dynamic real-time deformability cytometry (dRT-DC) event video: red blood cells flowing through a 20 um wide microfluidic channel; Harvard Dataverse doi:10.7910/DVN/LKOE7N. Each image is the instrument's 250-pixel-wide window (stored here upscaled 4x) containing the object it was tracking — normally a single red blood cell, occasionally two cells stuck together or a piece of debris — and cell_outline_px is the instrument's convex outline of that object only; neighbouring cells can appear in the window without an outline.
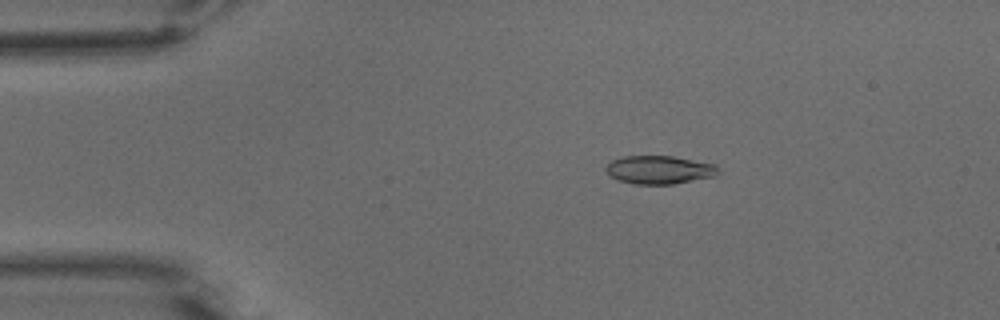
{"species": "common noctule bat (a hibernating species)", "species_latin": "Nyctalus noctula", "temperature_condition": "warm", "stored_images_in_passage": 81, "camera_frame_rate_fps": 3000, "um_per_image_px": 0.085, "animal": {"sex": "male", "body_mass_g": 15.6}, "frame": {"image": 1, "passage_image": 8, "time_ms": 2.333, "image_size_px": [1000, 320], "cell_outline_px": [[720, 172], [716, 176], [672, 184], [636, 184], [620, 180], [608, 176], [604, 168], [612, 160], [624, 156], [672, 156], [716, 164], [720, 168]], "centroid_in_image_um": [56.06, 14.43], "position_along_channel_um": 28.9, "area_um2": 18.61}}
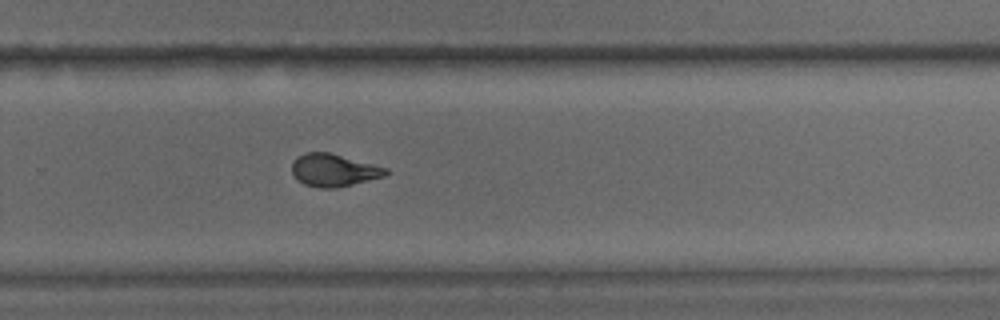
{"frame": {"image": 2, "passage_image": 51, "time_ms": 16.667, "image_size_px": [1000, 320], "cell_outline_px": [[388, 172], [384, 176], [336, 188], [320, 188], [304, 184], [296, 180], [292, 172], [292, 164], [304, 152], [328, 152], [388, 168]], "centroid_in_image_um": [28.35, 14.47], "position_along_channel_um": 301.5, "area_um2": 17.57}}
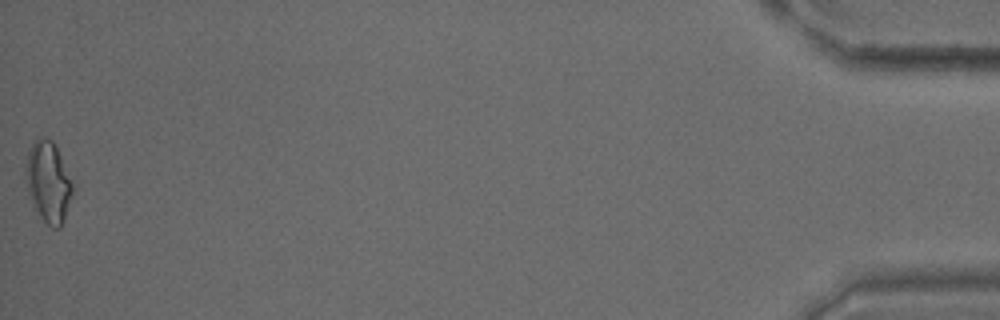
{"frame": {"image": 3, "passage_image": 81, "time_ms": 26.667, "image_size_px": [1000, 320], "cell_outline_px": [[72, 196], [64, 220], [60, 228], [52, 228], [40, 216], [32, 204], [28, 192], [24, 172], [24, 168], [28, 152], [32, 140], [36, 136], [44, 136], [52, 140], [60, 156], [72, 184]], "centroid_in_image_um": [4.06, 15.43], "position_along_channel_um": 431.1, "area_um2": 22.08}, "authors_computed_cell_mechanics": {"area_um2": 18.3226, "velocity_mm_per_s": 2.2778, "shape_relaxation_time_tau1_ms": 8.1462, "shape_relaxation_time_tau2_ms": 2.0259, "deformation_change_tau1": 0.2044, "deformation_change_tau2": 0.0797}}